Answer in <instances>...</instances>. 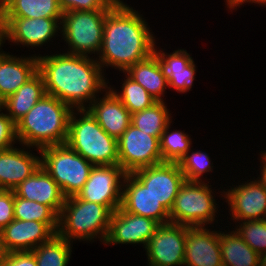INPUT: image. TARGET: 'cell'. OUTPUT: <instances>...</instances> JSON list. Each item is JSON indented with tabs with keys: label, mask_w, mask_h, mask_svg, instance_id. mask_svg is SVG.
Returning a JSON list of instances; mask_svg holds the SVG:
<instances>
[{
	"label": "cell",
	"mask_w": 266,
	"mask_h": 266,
	"mask_svg": "<svg viewBox=\"0 0 266 266\" xmlns=\"http://www.w3.org/2000/svg\"><path fill=\"white\" fill-rule=\"evenodd\" d=\"M37 59L46 94L56 97L72 109H87L96 99V93L108 88L109 82L106 83L102 74L104 69L97 58L62 53L38 55ZM88 101L89 105L85 104Z\"/></svg>",
	"instance_id": "obj_1"
},
{
	"label": "cell",
	"mask_w": 266,
	"mask_h": 266,
	"mask_svg": "<svg viewBox=\"0 0 266 266\" xmlns=\"http://www.w3.org/2000/svg\"><path fill=\"white\" fill-rule=\"evenodd\" d=\"M142 15L119 0L104 21L98 63L125 72L154 53L155 37Z\"/></svg>",
	"instance_id": "obj_2"
},
{
	"label": "cell",
	"mask_w": 266,
	"mask_h": 266,
	"mask_svg": "<svg viewBox=\"0 0 266 266\" xmlns=\"http://www.w3.org/2000/svg\"><path fill=\"white\" fill-rule=\"evenodd\" d=\"M73 109L54 96L45 94L17 123L18 141L37 150L66 143Z\"/></svg>",
	"instance_id": "obj_3"
},
{
	"label": "cell",
	"mask_w": 266,
	"mask_h": 266,
	"mask_svg": "<svg viewBox=\"0 0 266 266\" xmlns=\"http://www.w3.org/2000/svg\"><path fill=\"white\" fill-rule=\"evenodd\" d=\"M74 111L66 144L94 166L118 164L117 139L108 135L87 109Z\"/></svg>",
	"instance_id": "obj_4"
},
{
	"label": "cell",
	"mask_w": 266,
	"mask_h": 266,
	"mask_svg": "<svg viewBox=\"0 0 266 266\" xmlns=\"http://www.w3.org/2000/svg\"><path fill=\"white\" fill-rule=\"evenodd\" d=\"M112 214L105 205L82 200L77 195L68 197L59 215L57 234L71 243L72 239L91 242L94 237L104 243Z\"/></svg>",
	"instance_id": "obj_5"
},
{
	"label": "cell",
	"mask_w": 266,
	"mask_h": 266,
	"mask_svg": "<svg viewBox=\"0 0 266 266\" xmlns=\"http://www.w3.org/2000/svg\"><path fill=\"white\" fill-rule=\"evenodd\" d=\"M41 166L60 186L66 198L76 196L89 178L94 166L66 143L39 150Z\"/></svg>",
	"instance_id": "obj_6"
},
{
	"label": "cell",
	"mask_w": 266,
	"mask_h": 266,
	"mask_svg": "<svg viewBox=\"0 0 266 266\" xmlns=\"http://www.w3.org/2000/svg\"><path fill=\"white\" fill-rule=\"evenodd\" d=\"M108 12L109 10L63 12L60 33L68 44L67 53L82 56L95 52L98 54Z\"/></svg>",
	"instance_id": "obj_7"
},
{
	"label": "cell",
	"mask_w": 266,
	"mask_h": 266,
	"mask_svg": "<svg viewBox=\"0 0 266 266\" xmlns=\"http://www.w3.org/2000/svg\"><path fill=\"white\" fill-rule=\"evenodd\" d=\"M212 194V189L204 181H185L169 212L170 222L189 227L211 225L217 212Z\"/></svg>",
	"instance_id": "obj_8"
},
{
	"label": "cell",
	"mask_w": 266,
	"mask_h": 266,
	"mask_svg": "<svg viewBox=\"0 0 266 266\" xmlns=\"http://www.w3.org/2000/svg\"><path fill=\"white\" fill-rule=\"evenodd\" d=\"M118 164L126 173L162 163L159 139L130 124L117 140Z\"/></svg>",
	"instance_id": "obj_9"
},
{
	"label": "cell",
	"mask_w": 266,
	"mask_h": 266,
	"mask_svg": "<svg viewBox=\"0 0 266 266\" xmlns=\"http://www.w3.org/2000/svg\"><path fill=\"white\" fill-rule=\"evenodd\" d=\"M126 174L119 164L93 166L77 196L82 200L105 205L114 212L121 206V186Z\"/></svg>",
	"instance_id": "obj_10"
},
{
	"label": "cell",
	"mask_w": 266,
	"mask_h": 266,
	"mask_svg": "<svg viewBox=\"0 0 266 266\" xmlns=\"http://www.w3.org/2000/svg\"><path fill=\"white\" fill-rule=\"evenodd\" d=\"M186 225L160 224L146 247L149 266H184Z\"/></svg>",
	"instance_id": "obj_11"
},
{
	"label": "cell",
	"mask_w": 266,
	"mask_h": 266,
	"mask_svg": "<svg viewBox=\"0 0 266 266\" xmlns=\"http://www.w3.org/2000/svg\"><path fill=\"white\" fill-rule=\"evenodd\" d=\"M61 20L62 18L0 17L2 43L7 39L27 47L42 46L61 30Z\"/></svg>",
	"instance_id": "obj_12"
},
{
	"label": "cell",
	"mask_w": 266,
	"mask_h": 266,
	"mask_svg": "<svg viewBox=\"0 0 266 266\" xmlns=\"http://www.w3.org/2000/svg\"><path fill=\"white\" fill-rule=\"evenodd\" d=\"M132 174L169 212L181 186L186 181L176 162H162L135 170Z\"/></svg>",
	"instance_id": "obj_13"
},
{
	"label": "cell",
	"mask_w": 266,
	"mask_h": 266,
	"mask_svg": "<svg viewBox=\"0 0 266 266\" xmlns=\"http://www.w3.org/2000/svg\"><path fill=\"white\" fill-rule=\"evenodd\" d=\"M159 223L153 219L128 213L120 207L113 212L104 244H143L146 249Z\"/></svg>",
	"instance_id": "obj_14"
},
{
	"label": "cell",
	"mask_w": 266,
	"mask_h": 266,
	"mask_svg": "<svg viewBox=\"0 0 266 266\" xmlns=\"http://www.w3.org/2000/svg\"><path fill=\"white\" fill-rule=\"evenodd\" d=\"M231 216L236 221L266 219V189L257 180L231 187L224 193Z\"/></svg>",
	"instance_id": "obj_15"
},
{
	"label": "cell",
	"mask_w": 266,
	"mask_h": 266,
	"mask_svg": "<svg viewBox=\"0 0 266 266\" xmlns=\"http://www.w3.org/2000/svg\"><path fill=\"white\" fill-rule=\"evenodd\" d=\"M122 184V210L153 219L159 224L170 222L169 211L132 173L125 175Z\"/></svg>",
	"instance_id": "obj_16"
},
{
	"label": "cell",
	"mask_w": 266,
	"mask_h": 266,
	"mask_svg": "<svg viewBox=\"0 0 266 266\" xmlns=\"http://www.w3.org/2000/svg\"><path fill=\"white\" fill-rule=\"evenodd\" d=\"M184 266H223L220 231L187 226Z\"/></svg>",
	"instance_id": "obj_17"
},
{
	"label": "cell",
	"mask_w": 266,
	"mask_h": 266,
	"mask_svg": "<svg viewBox=\"0 0 266 266\" xmlns=\"http://www.w3.org/2000/svg\"><path fill=\"white\" fill-rule=\"evenodd\" d=\"M0 232L7 253L33 251L56 234L46 223L19 219L12 220Z\"/></svg>",
	"instance_id": "obj_18"
},
{
	"label": "cell",
	"mask_w": 266,
	"mask_h": 266,
	"mask_svg": "<svg viewBox=\"0 0 266 266\" xmlns=\"http://www.w3.org/2000/svg\"><path fill=\"white\" fill-rule=\"evenodd\" d=\"M13 191L18 197L50 206L58 215H60L66 200L60 186L42 166Z\"/></svg>",
	"instance_id": "obj_19"
},
{
	"label": "cell",
	"mask_w": 266,
	"mask_h": 266,
	"mask_svg": "<svg viewBox=\"0 0 266 266\" xmlns=\"http://www.w3.org/2000/svg\"><path fill=\"white\" fill-rule=\"evenodd\" d=\"M105 92L87 110L108 135L118 140L131 124V113L109 88Z\"/></svg>",
	"instance_id": "obj_20"
},
{
	"label": "cell",
	"mask_w": 266,
	"mask_h": 266,
	"mask_svg": "<svg viewBox=\"0 0 266 266\" xmlns=\"http://www.w3.org/2000/svg\"><path fill=\"white\" fill-rule=\"evenodd\" d=\"M24 149L0 151V189L13 190L41 166V157Z\"/></svg>",
	"instance_id": "obj_21"
},
{
	"label": "cell",
	"mask_w": 266,
	"mask_h": 266,
	"mask_svg": "<svg viewBox=\"0 0 266 266\" xmlns=\"http://www.w3.org/2000/svg\"><path fill=\"white\" fill-rule=\"evenodd\" d=\"M37 72V56L19 58L0 51V95L6 99Z\"/></svg>",
	"instance_id": "obj_22"
},
{
	"label": "cell",
	"mask_w": 266,
	"mask_h": 266,
	"mask_svg": "<svg viewBox=\"0 0 266 266\" xmlns=\"http://www.w3.org/2000/svg\"><path fill=\"white\" fill-rule=\"evenodd\" d=\"M156 49L155 47L154 53L161 62L167 76L168 87L174 88L180 93L189 91L193 86L196 73V66L190 54L184 49H178L166 55L165 52Z\"/></svg>",
	"instance_id": "obj_23"
},
{
	"label": "cell",
	"mask_w": 266,
	"mask_h": 266,
	"mask_svg": "<svg viewBox=\"0 0 266 266\" xmlns=\"http://www.w3.org/2000/svg\"><path fill=\"white\" fill-rule=\"evenodd\" d=\"M123 73L144 87L157 101H164L161 96L168 86V81L162 64L155 53L136 62Z\"/></svg>",
	"instance_id": "obj_24"
},
{
	"label": "cell",
	"mask_w": 266,
	"mask_h": 266,
	"mask_svg": "<svg viewBox=\"0 0 266 266\" xmlns=\"http://www.w3.org/2000/svg\"><path fill=\"white\" fill-rule=\"evenodd\" d=\"M46 94L42 75L37 72L4 102L6 114L17 123Z\"/></svg>",
	"instance_id": "obj_25"
},
{
	"label": "cell",
	"mask_w": 266,
	"mask_h": 266,
	"mask_svg": "<svg viewBox=\"0 0 266 266\" xmlns=\"http://www.w3.org/2000/svg\"><path fill=\"white\" fill-rule=\"evenodd\" d=\"M220 231V248L223 266H260V255L233 230Z\"/></svg>",
	"instance_id": "obj_26"
},
{
	"label": "cell",
	"mask_w": 266,
	"mask_h": 266,
	"mask_svg": "<svg viewBox=\"0 0 266 266\" xmlns=\"http://www.w3.org/2000/svg\"><path fill=\"white\" fill-rule=\"evenodd\" d=\"M58 0H9L1 9L0 17L62 18Z\"/></svg>",
	"instance_id": "obj_27"
},
{
	"label": "cell",
	"mask_w": 266,
	"mask_h": 266,
	"mask_svg": "<svg viewBox=\"0 0 266 266\" xmlns=\"http://www.w3.org/2000/svg\"><path fill=\"white\" fill-rule=\"evenodd\" d=\"M164 101H157L151 107L131 114V124L160 140L166 126L172 122Z\"/></svg>",
	"instance_id": "obj_28"
},
{
	"label": "cell",
	"mask_w": 266,
	"mask_h": 266,
	"mask_svg": "<svg viewBox=\"0 0 266 266\" xmlns=\"http://www.w3.org/2000/svg\"><path fill=\"white\" fill-rule=\"evenodd\" d=\"M14 219L46 223L56 234L59 227V215L47 205L26 200L14 193Z\"/></svg>",
	"instance_id": "obj_29"
},
{
	"label": "cell",
	"mask_w": 266,
	"mask_h": 266,
	"mask_svg": "<svg viewBox=\"0 0 266 266\" xmlns=\"http://www.w3.org/2000/svg\"><path fill=\"white\" fill-rule=\"evenodd\" d=\"M71 243L55 234L48 242L42 243L32 252L37 266H67L72 252Z\"/></svg>",
	"instance_id": "obj_30"
},
{
	"label": "cell",
	"mask_w": 266,
	"mask_h": 266,
	"mask_svg": "<svg viewBox=\"0 0 266 266\" xmlns=\"http://www.w3.org/2000/svg\"><path fill=\"white\" fill-rule=\"evenodd\" d=\"M122 84V91L117 92L108 87L123 103L131 114L151 107L157 100L144 87L135 82L127 74Z\"/></svg>",
	"instance_id": "obj_31"
},
{
	"label": "cell",
	"mask_w": 266,
	"mask_h": 266,
	"mask_svg": "<svg viewBox=\"0 0 266 266\" xmlns=\"http://www.w3.org/2000/svg\"><path fill=\"white\" fill-rule=\"evenodd\" d=\"M171 122L166 126L165 131L161 134L160 153L163 162H176L191 149V140L189 135L183 131H170Z\"/></svg>",
	"instance_id": "obj_32"
},
{
	"label": "cell",
	"mask_w": 266,
	"mask_h": 266,
	"mask_svg": "<svg viewBox=\"0 0 266 266\" xmlns=\"http://www.w3.org/2000/svg\"><path fill=\"white\" fill-rule=\"evenodd\" d=\"M191 149L178 161L186 181L202 182L201 176L206 172L213 171L210 157L202 151L191 152Z\"/></svg>",
	"instance_id": "obj_33"
},
{
	"label": "cell",
	"mask_w": 266,
	"mask_h": 266,
	"mask_svg": "<svg viewBox=\"0 0 266 266\" xmlns=\"http://www.w3.org/2000/svg\"><path fill=\"white\" fill-rule=\"evenodd\" d=\"M235 232L260 256L266 253V219L242 221Z\"/></svg>",
	"instance_id": "obj_34"
},
{
	"label": "cell",
	"mask_w": 266,
	"mask_h": 266,
	"mask_svg": "<svg viewBox=\"0 0 266 266\" xmlns=\"http://www.w3.org/2000/svg\"><path fill=\"white\" fill-rule=\"evenodd\" d=\"M119 0H58L63 12L110 10Z\"/></svg>",
	"instance_id": "obj_35"
},
{
	"label": "cell",
	"mask_w": 266,
	"mask_h": 266,
	"mask_svg": "<svg viewBox=\"0 0 266 266\" xmlns=\"http://www.w3.org/2000/svg\"><path fill=\"white\" fill-rule=\"evenodd\" d=\"M15 141L16 123L7 114H0V151L13 148Z\"/></svg>",
	"instance_id": "obj_36"
},
{
	"label": "cell",
	"mask_w": 266,
	"mask_h": 266,
	"mask_svg": "<svg viewBox=\"0 0 266 266\" xmlns=\"http://www.w3.org/2000/svg\"><path fill=\"white\" fill-rule=\"evenodd\" d=\"M14 220V191L0 189V231Z\"/></svg>",
	"instance_id": "obj_37"
},
{
	"label": "cell",
	"mask_w": 266,
	"mask_h": 266,
	"mask_svg": "<svg viewBox=\"0 0 266 266\" xmlns=\"http://www.w3.org/2000/svg\"><path fill=\"white\" fill-rule=\"evenodd\" d=\"M0 266H37L32 251H14L6 254Z\"/></svg>",
	"instance_id": "obj_38"
},
{
	"label": "cell",
	"mask_w": 266,
	"mask_h": 266,
	"mask_svg": "<svg viewBox=\"0 0 266 266\" xmlns=\"http://www.w3.org/2000/svg\"><path fill=\"white\" fill-rule=\"evenodd\" d=\"M246 2H249V3H257V4H260V5H262L263 6V4L264 5H266V0H233L229 5H228V8L230 9H235V6L237 7V6H240V5H242L243 3H246Z\"/></svg>",
	"instance_id": "obj_39"
},
{
	"label": "cell",
	"mask_w": 266,
	"mask_h": 266,
	"mask_svg": "<svg viewBox=\"0 0 266 266\" xmlns=\"http://www.w3.org/2000/svg\"><path fill=\"white\" fill-rule=\"evenodd\" d=\"M6 254H7V252L3 246L2 236H1V232H0V264L4 260Z\"/></svg>",
	"instance_id": "obj_40"
},
{
	"label": "cell",
	"mask_w": 266,
	"mask_h": 266,
	"mask_svg": "<svg viewBox=\"0 0 266 266\" xmlns=\"http://www.w3.org/2000/svg\"><path fill=\"white\" fill-rule=\"evenodd\" d=\"M263 168V169H262ZM261 168V178L258 177V181L263 185V187L266 189V168L262 167Z\"/></svg>",
	"instance_id": "obj_41"
},
{
	"label": "cell",
	"mask_w": 266,
	"mask_h": 266,
	"mask_svg": "<svg viewBox=\"0 0 266 266\" xmlns=\"http://www.w3.org/2000/svg\"><path fill=\"white\" fill-rule=\"evenodd\" d=\"M260 266H266V253L260 256Z\"/></svg>",
	"instance_id": "obj_42"
},
{
	"label": "cell",
	"mask_w": 266,
	"mask_h": 266,
	"mask_svg": "<svg viewBox=\"0 0 266 266\" xmlns=\"http://www.w3.org/2000/svg\"><path fill=\"white\" fill-rule=\"evenodd\" d=\"M262 159V167L266 168V151L264 153L261 154V158Z\"/></svg>",
	"instance_id": "obj_43"
},
{
	"label": "cell",
	"mask_w": 266,
	"mask_h": 266,
	"mask_svg": "<svg viewBox=\"0 0 266 266\" xmlns=\"http://www.w3.org/2000/svg\"><path fill=\"white\" fill-rule=\"evenodd\" d=\"M4 102L5 99L0 95V112L4 110ZM3 109V110H1ZM3 112H1L0 114H2Z\"/></svg>",
	"instance_id": "obj_44"
},
{
	"label": "cell",
	"mask_w": 266,
	"mask_h": 266,
	"mask_svg": "<svg viewBox=\"0 0 266 266\" xmlns=\"http://www.w3.org/2000/svg\"><path fill=\"white\" fill-rule=\"evenodd\" d=\"M9 0H0V9L8 2Z\"/></svg>",
	"instance_id": "obj_45"
},
{
	"label": "cell",
	"mask_w": 266,
	"mask_h": 266,
	"mask_svg": "<svg viewBox=\"0 0 266 266\" xmlns=\"http://www.w3.org/2000/svg\"><path fill=\"white\" fill-rule=\"evenodd\" d=\"M233 0H226V2H227V6L232 2Z\"/></svg>",
	"instance_id": "obj_46"
},
{
	"label": "cell",
	"mask_w": 266,
	"mask_h": 266,
	"mask_svg": "<svg viewBox=\"0 0 266 266\" xmlns=\"http://www.w3.org/2000/svg\"><path fill=\"white\" fill-rule=\"evenodd\" d=\"M2 45L3 44H2L1 33H0V48H1Z\"/></svg>",
	"instance_id": "obj_47"
}]
</instances>
